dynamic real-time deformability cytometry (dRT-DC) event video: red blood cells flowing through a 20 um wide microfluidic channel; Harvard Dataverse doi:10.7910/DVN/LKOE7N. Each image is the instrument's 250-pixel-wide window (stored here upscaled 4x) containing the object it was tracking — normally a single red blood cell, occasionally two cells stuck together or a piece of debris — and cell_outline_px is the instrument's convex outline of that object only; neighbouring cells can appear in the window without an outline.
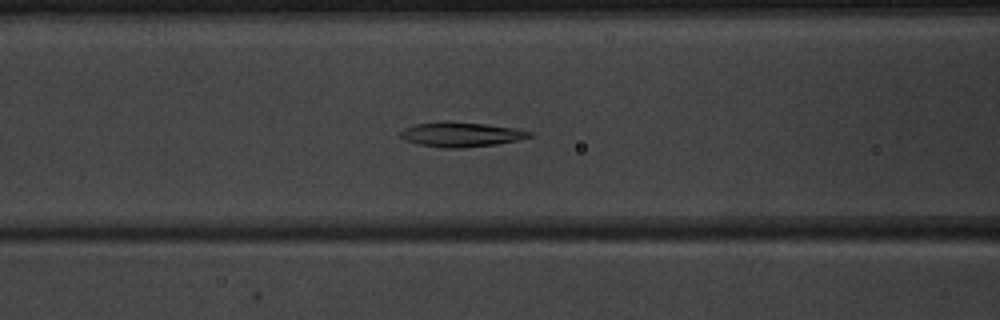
{"species": "common noctule bat (a hibernating species)", "species_latin": "Nyctalus noctula", "temperature_condition": "warm", "stored_images_in_passage": 51, "camera_frame_rate_fps": 3000, "um_per_image_px": 0.085, "animal": {"sex": "male", "body_mass_g": 20.1, "forearm_length_mm": 53.5}, "frame": {"image": 1, "passage_image": 22, "time_ms": 7.0, "image_size_px": [1000, 320], "cell_outline_px": [[532, 136], [516, 140], [496, 144], [464, 148], [444, 148], [416, 144], [404, 140], [400, 136], [400, 132], [404, 128], [416, 124], [444, 120], [484, 124], [520, 128], [532, 132]], "centroid_in_image_um": [39.17, 11.42], "position_along_channel_um": 127.4, "area_um2": 18.79}}
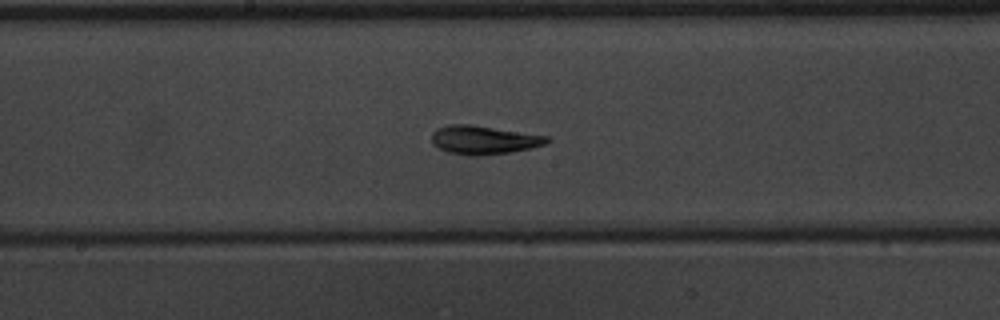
{"frame": {"image": 2, "passage_image": 28, "time_ms": 9.0, "image_size_px": [1000, 320], "cell_outline_px": [[552, 140], [544, 144], [532, 148], [484, 156], [468, 156], [448, 152], [432, 144], [432, 132], [436, 128], [448, 124], [472, 124], [548, 136]], "centroid_in_image_um": [41.1, 11.89], "position_along_channel_um": 207.1, "area_um2": 19.42}}
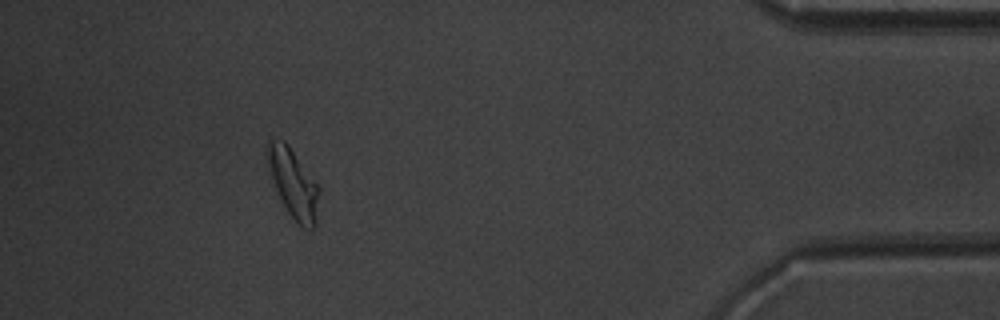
{"frame": {"image": 3, "passage_image": 47, "time_ms": 15.333, "image_size_px": [1000, 320], "cell_outline_px": [[320, 192], [316, 224], [312, 228], [304, 228], [296, 224], [288, 212], [276, 188], [264, 160], [264, 152], [268, 140], [284, 140], [288, 144], [316, 184]], "centroid_in_image_um": [24.89, 15.57], "position_along_channel_um": 410.3, "area_um2": 20.69}, "authors_computed_cell_mechanics": {"area_um2": 19.363, "velocity_mm_per_s": 3.9863, "shape_relaxation_time_tau1_ms": 6.1199, "shape_relaxation_time_tau2_ms": 1.4039, "deformation_change_tau1": 0.1851, "deformation_change_tau2": 0.0657}}